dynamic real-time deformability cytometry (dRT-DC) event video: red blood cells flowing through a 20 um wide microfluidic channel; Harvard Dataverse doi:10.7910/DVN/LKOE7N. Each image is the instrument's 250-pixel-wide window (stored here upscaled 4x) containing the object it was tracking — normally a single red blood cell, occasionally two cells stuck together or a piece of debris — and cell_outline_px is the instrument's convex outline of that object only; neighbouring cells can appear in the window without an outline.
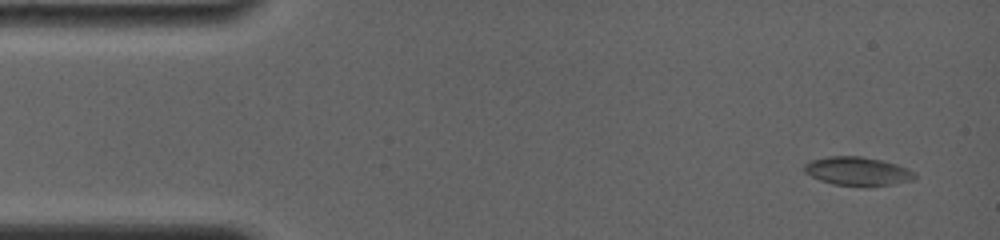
{"species": "common noctule bat (a hibernating species)", "species_latin": "Nyctalus noctula", "temperature_condition": "room temperature", "stored_images_in_passage": 7, "camera_frame_rate_fps": 4000, "um_per_image_px": 0.085, "animal": {"sex": "female", "body_mass_g": 19.0, "forearm_length_mm": 56.7}, "frame": {"image": 1, "passage_image": 1, "time_ms": 0.0, "image_size_px": [1000, 240], "cell_outline_px": [[916, 176], [912, 180], [892, 184], [864, 188], [832, 184], [820, 180], [804, 172], [804, 164], [812, 160], [828, 156], [860, 156], [884, 160], [896, 164], [916, 172]], "centroid_in_image_um": [72.9, 14.57], "position_along_channel_um": 12.1, "area_um2": 18.79}}
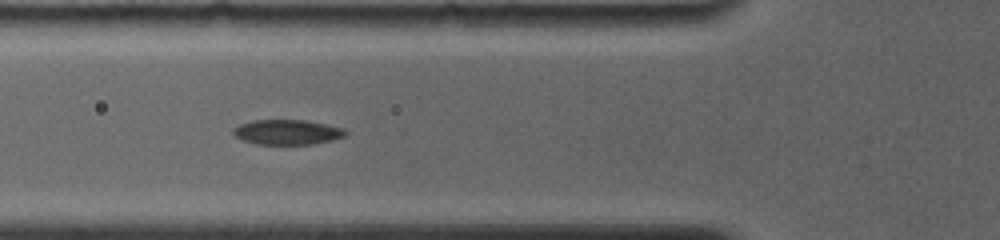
{"frame": {"image": 2, "passage_image": 6, "time_ms": 5.0, "image_size_px": [1000, 240], "cell_outline_px": [[348, 132], [344, 136], [332, 140], [312, 144], [256, 144], [240, 140], [232, 132], [232, 128], [240, 124], [252, 120], [308, 120], [344, 128]], "centroid_in_image_um": [24.4, 11.22], "position_along_channel_um": 101.4, "area_um2": 16.47}}
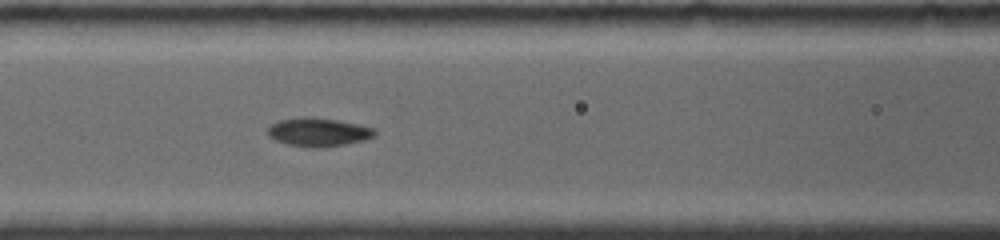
{"frame": {"image": 3, "passage_image": 7, "time_ms": 6.0, "image_size_px": [1000, 240], "cell_outline_px": [[376, 136], [364, 140], [344, 144], [320, 148], [308, 148], [288, 144], [276, 140], [268, 136], [268, 128], [272, 124], [280, 120], [304, 116], [312, 116], [336, 120], [376, 128]], "centroid_in_image_um": [27.07, 11.23], "position_along_channel_um": 139.5, "area_um2": 17.86}}